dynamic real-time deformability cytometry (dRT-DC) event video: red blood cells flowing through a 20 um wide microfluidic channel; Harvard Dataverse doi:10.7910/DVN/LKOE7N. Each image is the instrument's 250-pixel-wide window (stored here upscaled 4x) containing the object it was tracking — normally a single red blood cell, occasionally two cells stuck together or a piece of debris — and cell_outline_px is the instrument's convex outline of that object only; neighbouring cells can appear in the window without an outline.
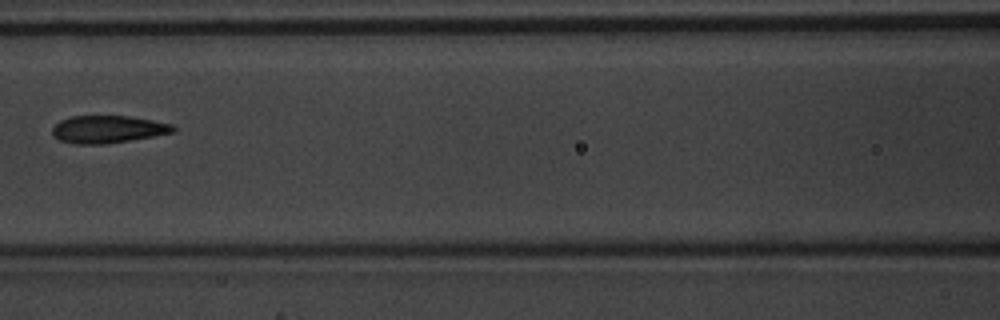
{"species": "common noctule bat (a hibernating species)", "species_latin": "Nyctalus noctula", "temperature_condition": "warm", "stored_images_in_passage": 5, "camera_frame_rate_fps": 3000, "um_per_image_px": 0.085, "animal": {"sex": "male", "body_mass_g": 20.1, "forearm_length_mm": 53.5}, "frame": {"image": 1, "passage_image": 5, "time_ms": 1.333, "image_size_px": [1000, 320], "cell_outline_px": [[176, 132], [156, 136], [108, 144], [72, 144], [60, 140], [52, 136], [52, 128], [60, 120], [72, 116], [128, 116], [152, 120], [172, 124], [176, 128]], "centroid_in_image_um": [9.18, 11.0], "position_along_channel_um": 157.4, "area_um2": 19.59}}